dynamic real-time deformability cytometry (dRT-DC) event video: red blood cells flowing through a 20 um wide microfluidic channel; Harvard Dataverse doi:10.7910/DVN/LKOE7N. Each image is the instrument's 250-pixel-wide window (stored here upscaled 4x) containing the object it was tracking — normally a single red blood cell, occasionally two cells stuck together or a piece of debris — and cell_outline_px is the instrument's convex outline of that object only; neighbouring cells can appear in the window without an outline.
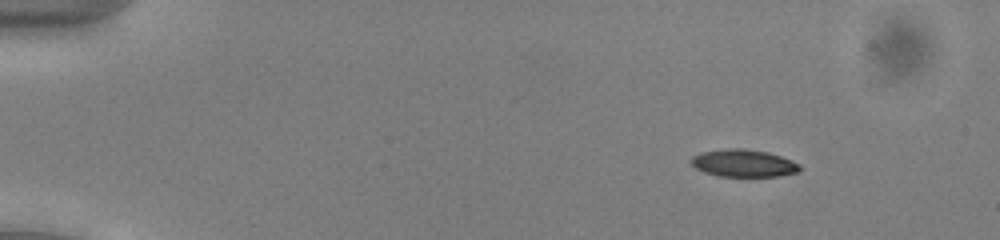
{"species": "common noctule bat (a hibernating species)", "species_latin": "Nyctalus noctula", "temperature_condition": "cold", "stored_images_in_passage": 54, "camera_frame_rate_fps": 3000, "um_per_image_px": 0.085, "animal": {"sex": "male", "body_mass_g": 13.0, "forearm_length_mm": 53.1}, "frame": {"image": 1, "passage_image": 8, "time_ms": 2.333, "image_size_px": [1000, 240], "cell_outline_px": [[804, 168], [800, 172], [780, 176], [720, 176], [704, 172], [696, 168], [688, 160], [692, 156], [700, 152], [728, 148], [744, 148], [768, 152], [792, 160], [800, 164]], "centroid_in_image_um": [63.23, 13.87], "position_along_channel_um": 21.8, "area_um2": 17.63}}
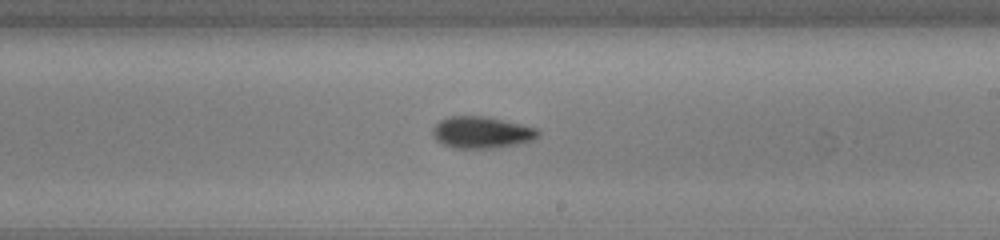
{"frame": {"image": 2, "passage_image": 33, "time_ms": 10.667, "image_size_px": [1000, 240], "cell_outline_px": [[540, 136], [532, 140], [520, 144], [496, 148], [452, 148], [436, 140], [432, 136], [432, 128], [440, 120], [448, 116], [488, 116], [536, 128], [540, 132]], "centroid_in_image_um": [40.94, 11.26], "position_along_channel_um": 248.1, "area_um2": 19.71}}
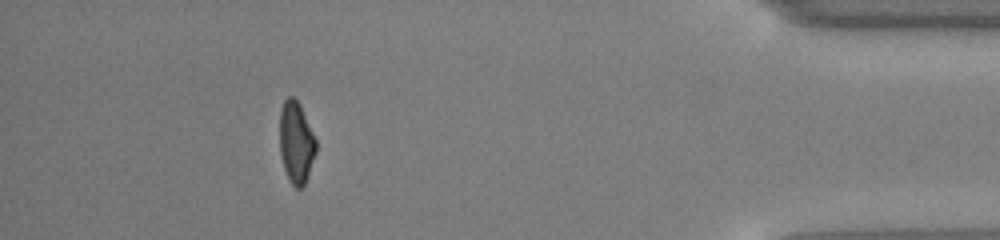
{"frame": {"image": 3, "passage_image": 49, "time_ms": 16.0, "image_size_px": [1000, 240], "cell_outline_px": [[316, 152], [308, 176], [304, 184], [300, 188], [296, 188], [288, 180], [284, 168], [280, 152], [280, 108], [284, 100], [288, 96], [292, 96], [300, 104], [316, 140]], "centroid_in_image_um": [25.16, 12.1], "position_along_channel_um": 410.0, "area_um2": 17.28}, "authors_computed_cell_mechanics": {"area_um2": 18.3804, "velocity_mm_per_s": 3.95, "shape_relaxation_time_tau1_ms": 2.4573, "shape_relaxation_time_tau2_ms": 4.988, "deformation_change_tau1": 0.0976, "deformation_change_tau2": 0.1074}}